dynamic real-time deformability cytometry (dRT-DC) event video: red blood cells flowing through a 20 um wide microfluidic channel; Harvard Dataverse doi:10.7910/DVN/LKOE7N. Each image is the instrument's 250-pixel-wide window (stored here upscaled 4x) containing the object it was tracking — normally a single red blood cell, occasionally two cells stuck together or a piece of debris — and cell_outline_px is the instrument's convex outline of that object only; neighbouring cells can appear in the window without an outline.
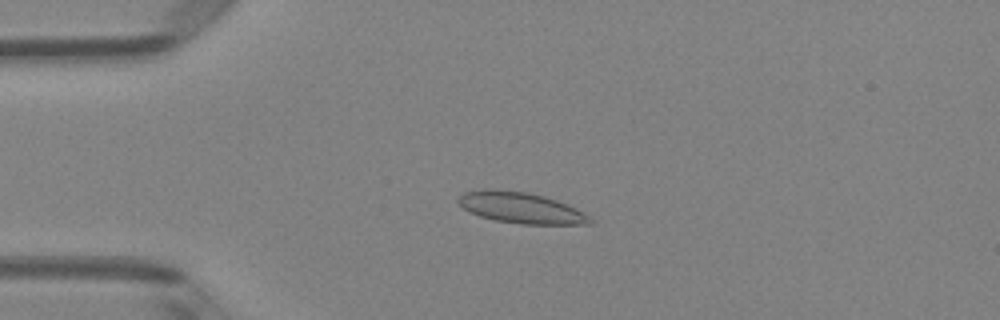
{"species": "Egyptian fruit bat (a non-hibernating species)", "species_latin": "Rousettus aegyptiacus", "temperature_condition": "room temperature", "stored_images_in_passage": 27, "camera_frame_rate_fps": 3000, "um_per_image_px": 0.085, "animal": {"sex": "female"}, "frame": {"image": 1, "passage_image": 12, "time_ms": 3.667, "image_size_px": [1000, 320], "cell_outline_px": [[596, 220], [592, 224], [520, 224], [496, 220], [480, 216], [468, 212], [456, 200], [464, 192], [484, 188], [492, 188], [528, 192], [544, 196], [556, 200], [576, 208]], "centroid_in_image_um": [44.28, 17.65], "position_along_channel_um": 40.7, "area_um2": 23.99}}
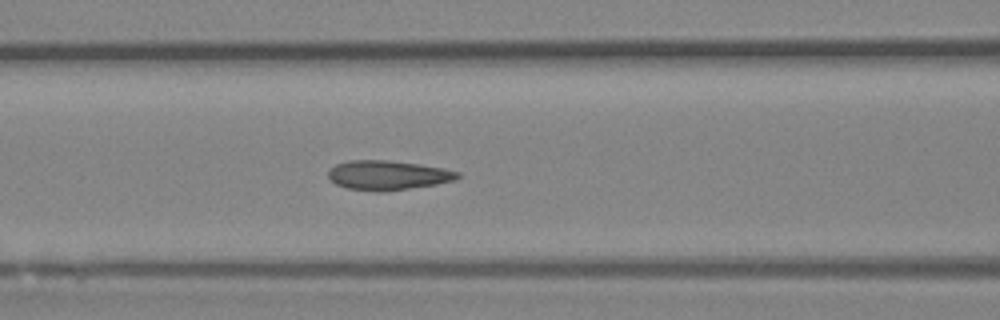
{"frame": {"image": 2, "passage_image": 21, "time_ms": 6.667, "image_size_px": [1000, 320], "cell_outline_px": [[460, 176], [456, 180], [436, 184], [408, 188], [376, 192], [348, 188], [336, 184], [328, 180], [328, 168], [336, 164], [348, 160], [388, 160], [420, 164], [444, 168], [460, 172]], "centroid_in_image_um": [32.93, 14.88], "position_along_channel_um": 133.7, "area_um2": 22.31}}
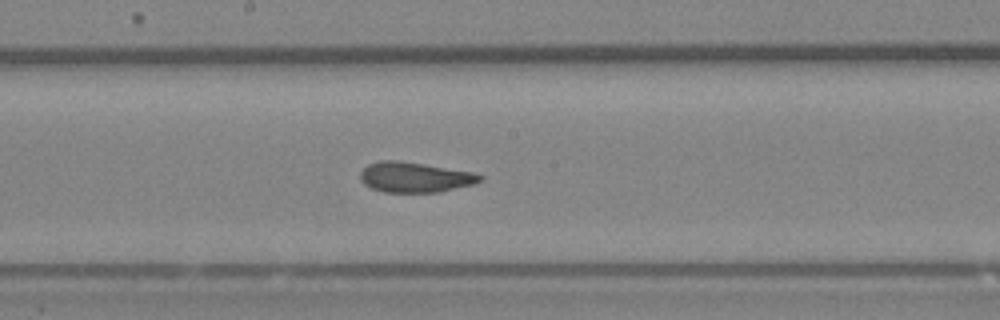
{"frame": {"image": 3, "passage_image": 27, "time_ms": 8.667, "image_size_px": [1000, 320], "cell_outline_px": [[484, 180], [472, 184], [440, 192], [384, 192], [372, 188], [364, 184], [360, 180], [360, 172], [368, 164], [380, 160], [400, 160], [472, 172], [484, 176]], "centroid_in_image_um": [35.25, 15.06], "position_along_channel_um": 213.0, "area_um2": 21.1}}